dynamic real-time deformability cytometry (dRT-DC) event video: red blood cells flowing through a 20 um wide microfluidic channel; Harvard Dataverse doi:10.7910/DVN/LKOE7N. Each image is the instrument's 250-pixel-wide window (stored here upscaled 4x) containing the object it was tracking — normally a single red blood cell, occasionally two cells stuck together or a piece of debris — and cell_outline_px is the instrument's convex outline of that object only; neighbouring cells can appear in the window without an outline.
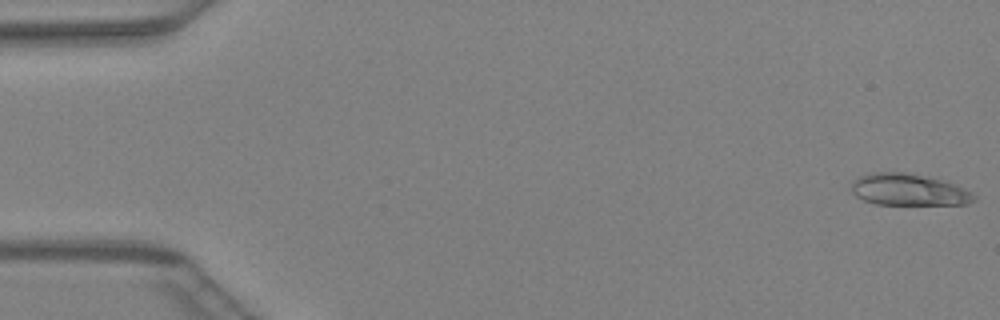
{"species": "Egyptian fruit bat (a non-hibernating species)", "species_latin": "Rousettus aegyptiacus", "temperature_condition": "warm", "stored_images_in_passage": 46, "camera_frame_rate_fps": 3000, "um_per_image_px": 0.085, "animal": {"sex": "female"}, "frame": {"image": 1, "passage_image": 1, "time_ms": 0.0, "image_size_px": [1000, 320], "cell_outline_px": [[976, 200], [968, 204], [876, 204], [864, 200], [856, 196], [852, 192], [852, 180], [860, 176], [872, 172], [904, 172], [948, 180], [964, 188], [976, 196]], "centroid_in_image_um": [77.26, 16.11], "position_along_channel_um": 7.7, "area_um2": 22.83}}
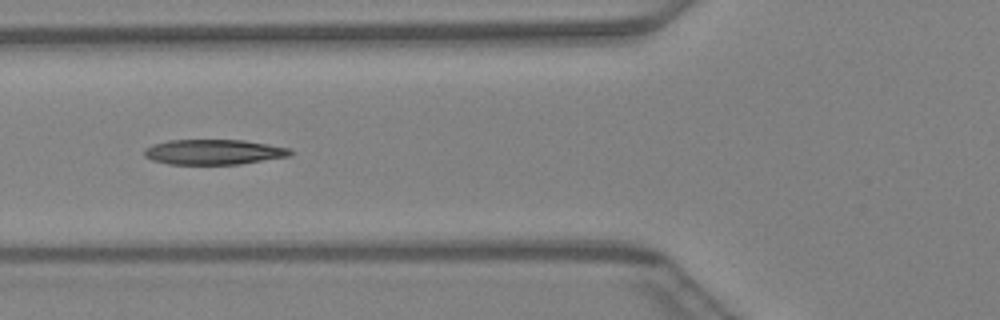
{"frame": {"image": 2, "passage_image": 18, "time_ms": 5.667, "image_size_px": [1000, 320], "cell_outline_px": [[292, 156], [240, 164], [168, 164], [152, 160], [144, 156], [144, 148], [152, 144], [168, 140], [244, 140], [292, 148]], "centroid_in_image_um": [18.18, 12.92], "position_along_channel_um": 107.6, "area_um2": 21.62}}
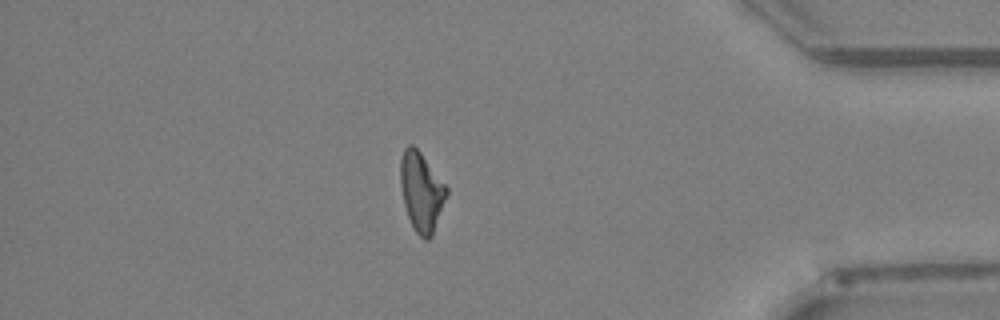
{"frame": {"image": 3, "passage_image": 40, "time_ms": 13.0, "image_size_px": [1000, 320], "cell_outline_px": [[448, 192], [432, 236], [428, 240], [424, 240], [416, 232], [408, 216], [404, 204], [400, 188], [400, 160], [404, 148], [408, 144], [412, 144], [420, 152], [448, 188]], "centroid_in_image_um": [35.8, 16.29], "position_along_channel_um": 399.4, "area_um2": 21.1}}